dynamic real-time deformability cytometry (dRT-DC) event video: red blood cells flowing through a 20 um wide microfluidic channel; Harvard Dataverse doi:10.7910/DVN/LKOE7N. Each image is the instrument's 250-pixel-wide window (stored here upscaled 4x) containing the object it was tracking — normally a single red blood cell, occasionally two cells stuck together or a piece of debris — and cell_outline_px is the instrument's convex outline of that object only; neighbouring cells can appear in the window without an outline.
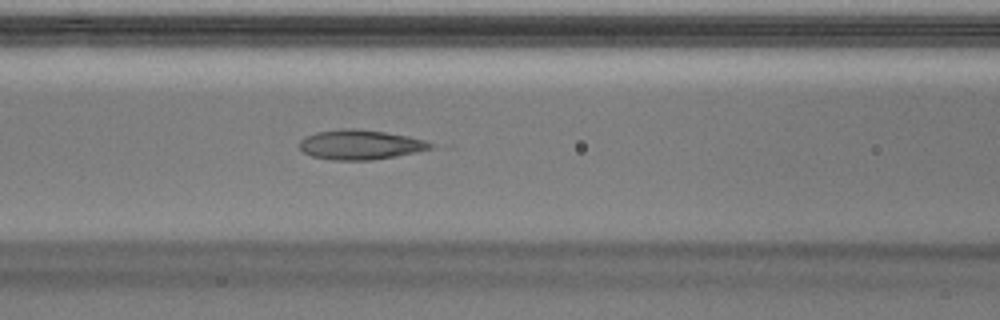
{"species": "Egyptian fruit bat (a non-hibernating species)", "species_latin": "Rousettus aegyptiacus", "temperature_condition": "warm", "stored_images_in_passage": 50, "camera_frame_rate_fps": 3000, "um_per_image_px": 0.085, "animal": {"sex": "male"}, "frame": {"image": 1, "passage_image": 21, "time_ms": 6.667, "image_size_px": [1000, 320], "cell_outline_px": [[436, 144], [432, 148], [416, 152], [396, 156], [372, 160], [332, 160], [312, 156], [304, 152], [300, 148], [300, 140], [304, 136], [316, 132], [340, 128], [352, 128], [384, 132], [408, 136], [424, 140]], "centroid_in_image_um": [30.61, 12.29], "position_along_channel_um": 136.0, "area_um2": 22.72}}
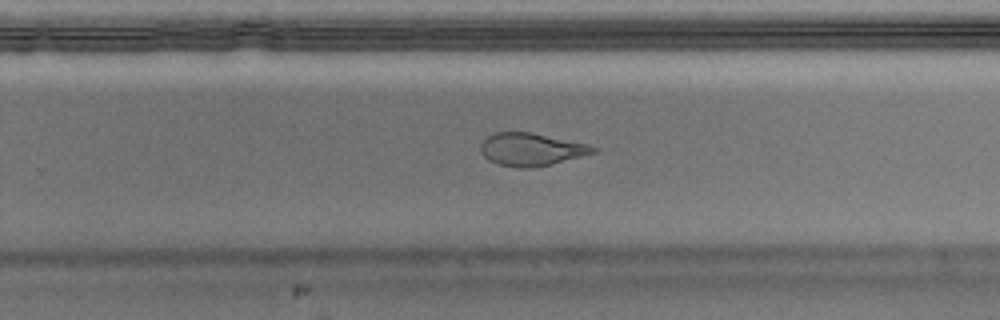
{"frame": {"image": 2, "passage_image": 32, "time_ms": 10.333, "image_size_px": [1000, 320], "cell_outline_px": [[596, 152], [552, 164], [536, 168], [516, 168], [496, 164], [488, 160], [480, 152], [480, 144], [488, 136], [496, 132], [532, 132], [588, 144], [596, 148]], "centroid_in_image_um": [45.12, 12.71], "position_along_channel_um": 284.7, "area_um2": 21.62}}
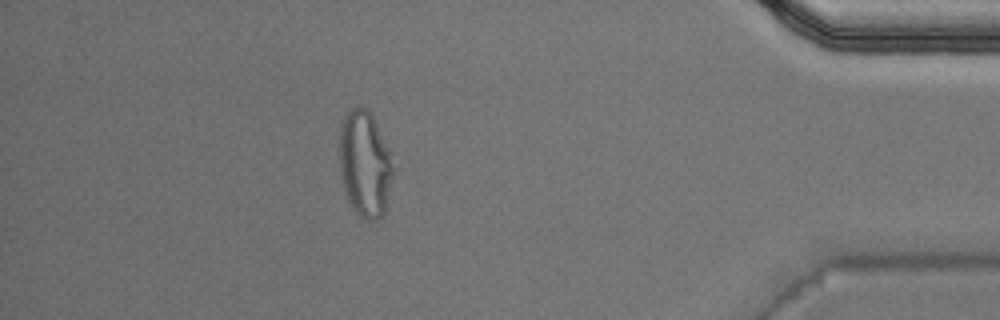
{"frame": {"image": 3, "passage_image": 44, "time_ms": 14.333, "image_size_px": [1000, 320], "cell_outline_px": [[392, 176], [384, 212], [376, 220], [368, 220], [360, 216], [356, 212], [344, 188], [340, 168], [340, 124], [344, 116], [352, 108], [360, 104], [368, 108], [376, 124], [388, 152], [392, 168]], "centroid_in_image_um": [30.98, 13.89], "position_along_channel_um": 404.2, "area_um2": 32.19}, "authors_computed_cell_mechanics": {"area_um2": 21.9929, "velocity_mm_per_s": 4.0534, "shape_relaxation_time_tau1_ms": null, "shape_relaxation_time_tau2_ms": 1.4905, "deformation_change_tau1": null, "deformation_change_tau2": 0.0841}}